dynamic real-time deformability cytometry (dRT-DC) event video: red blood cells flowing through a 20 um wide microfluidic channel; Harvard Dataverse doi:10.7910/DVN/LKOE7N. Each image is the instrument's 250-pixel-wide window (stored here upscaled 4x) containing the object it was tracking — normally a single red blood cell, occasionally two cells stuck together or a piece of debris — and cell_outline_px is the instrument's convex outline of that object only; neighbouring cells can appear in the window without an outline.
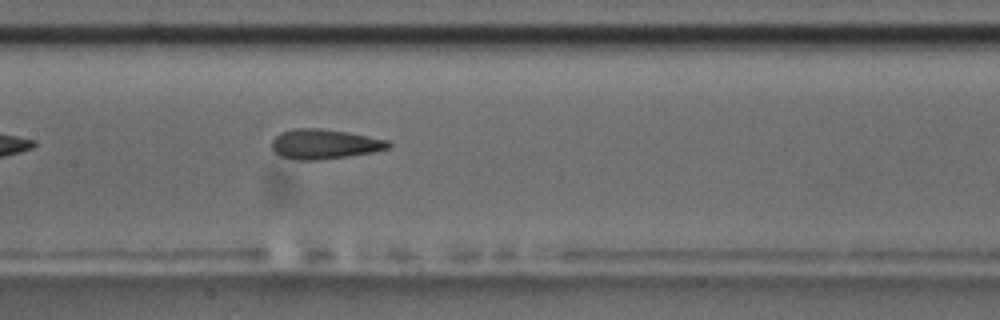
{"species": "common noctule bat (a hibernating species)", "species_latin": "Nyctalus noctula", "temperature_condition": "room temperature", "stored_images_in_passage": 8, "camera_frame_rate_fps": 3000, "um_per_image_px": 0.085, "animal": {"sex": "male", "body_mass_g": 17.5, "forearm_length_mm": 52.3}, "frame": {"image": 1, "passage_image": 8, "time_ms": 8.333, "image_size_px": [1000, 320], "cell_outline_px": [[392, 144], [388, 148], [372, 152], [348, 156], [320, 160], [296, 160], [280, 156], [272, 152], [272, 140], [280, 132], [292, 128], [320, 128], [348, 132], [388, 140]], "centroid_in_image_um": [27.53, 12.24], "position_along_channel_um": 179.9, "area_um2": 20.4}}